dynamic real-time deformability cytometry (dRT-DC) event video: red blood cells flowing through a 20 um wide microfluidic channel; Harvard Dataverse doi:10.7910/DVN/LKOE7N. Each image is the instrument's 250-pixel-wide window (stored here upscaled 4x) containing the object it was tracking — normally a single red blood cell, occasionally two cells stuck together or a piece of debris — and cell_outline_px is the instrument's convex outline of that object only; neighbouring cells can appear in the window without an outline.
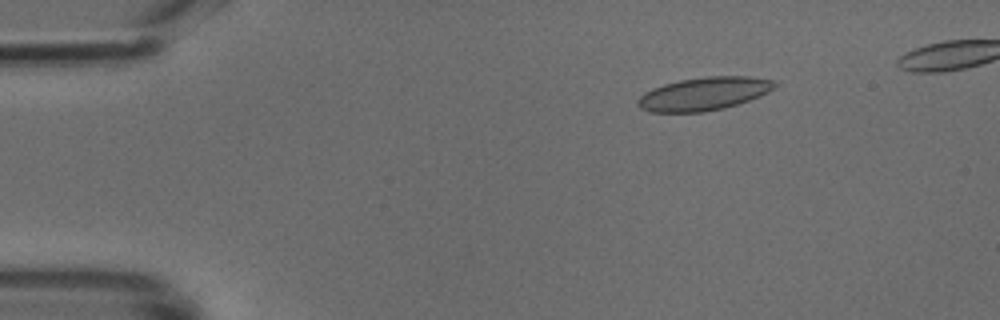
{"species": "common noctule bat (a hibernating species)", "species_latin": "Nyctalus noctula", "temperature_condition": "cold", "stored_images_in_passage": 45, "camera_frame_rate_fps": 3000, "um_per_image_px": 0.085, "animal": {"sex": "male", "body_mass_g": 18.8}, "frame": {"image": 1, "passage_image": 7, "time_ms": 2.0, "image_size_px": [1000, 320], "cell_outline_px": [[776, 84], [768, 92], [760, 96], [724, 108], [704, 112], [648, 112], [640, 108], [636, 104], [636, 100], [644, 92], [652, 88], [664, 84], [680, 80], [708, 76], [748, 76], [776, 80]], "centroid_in_image_um": [59.79, 7.97], "position_along_channel_um": 25.2, "area_um2": 26.47}}
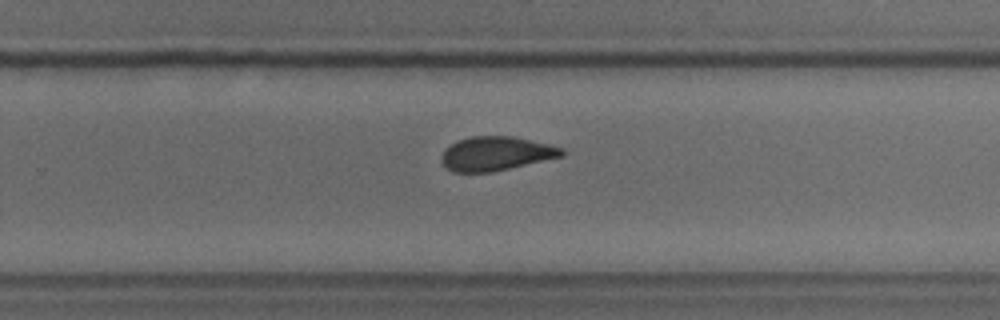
{"frame": {"image": 2, "passage_image": 31, "time_ms": 10.0, "image_size_px": [1000, 320], "cell_outline_px": [[564, 156], [492, 172], [452, 172], [440, 160], [440, 156], [456, 140], [472, 136], [512, 136], [548, 144], [564, 148]], "centroid_in_image_um": [42.17, 13.05], "position_along_channel_um": 287.6, "area_um2": 23.76}}
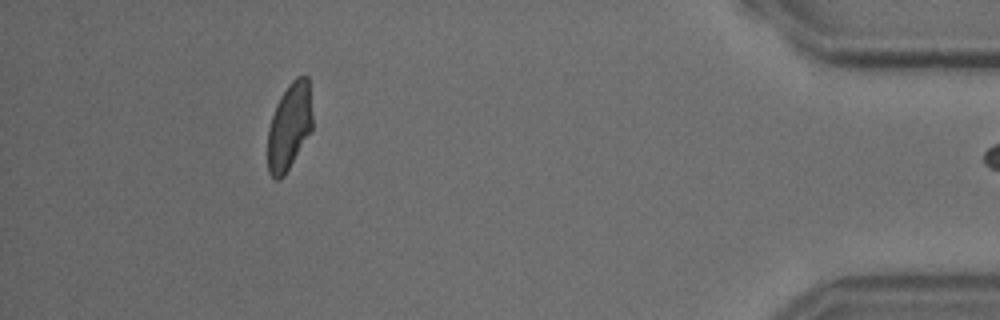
{"frame": {"image": 3, "passage_image": 44, "time_ms": 14.333, "image_size_px": [1000, 320], "cell_outline_px": [[312, 128], [284, 176], [280, 180], [276, 180], [268, 172], [268, 128], [276, 104], [280, 96], [288, 84], [296, 76], [308, 76], [312, 112]], "centroid_in_image_um": [24.58, 10.72], "position_along_channel_um": 410.6, "area_um2": 22.54}}